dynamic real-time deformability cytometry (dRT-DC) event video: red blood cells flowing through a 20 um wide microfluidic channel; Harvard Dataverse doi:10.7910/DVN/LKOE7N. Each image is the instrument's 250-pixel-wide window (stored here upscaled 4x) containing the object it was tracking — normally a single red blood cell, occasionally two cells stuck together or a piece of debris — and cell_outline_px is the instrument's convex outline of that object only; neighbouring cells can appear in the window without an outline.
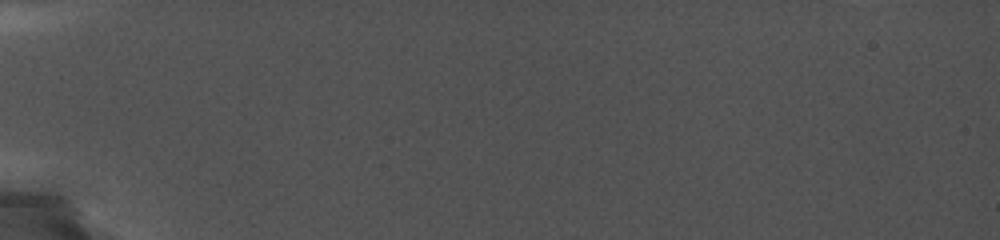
{"species": "common noctule bat (a hibernating species)", "species_latin": "Nyctalus noctula", "temperature_condition": "cold", "stored_images_in_passage": 1, "camera_frame_rate_fps": 5000, "um_per_image_px": 0.085, "animal": {"sex": "female", "body_mass_g": 19.0, "forearm_length_mm": 56.7}, "frame": {"image": 1, "passage_image": 1, "time_ms": 0.0, "image_size_px": [1000, 240], "cell_outline_px": [[916, 220], [904, 224], [896, 224], [840, 192], [840, 184], [876, 160], [888, 168], [908, 200], [912, 208]], "centroid_in_image_um": [74.74, 16.43], "position_along_channel_um": 10.3, "area_um2": 18.73}}